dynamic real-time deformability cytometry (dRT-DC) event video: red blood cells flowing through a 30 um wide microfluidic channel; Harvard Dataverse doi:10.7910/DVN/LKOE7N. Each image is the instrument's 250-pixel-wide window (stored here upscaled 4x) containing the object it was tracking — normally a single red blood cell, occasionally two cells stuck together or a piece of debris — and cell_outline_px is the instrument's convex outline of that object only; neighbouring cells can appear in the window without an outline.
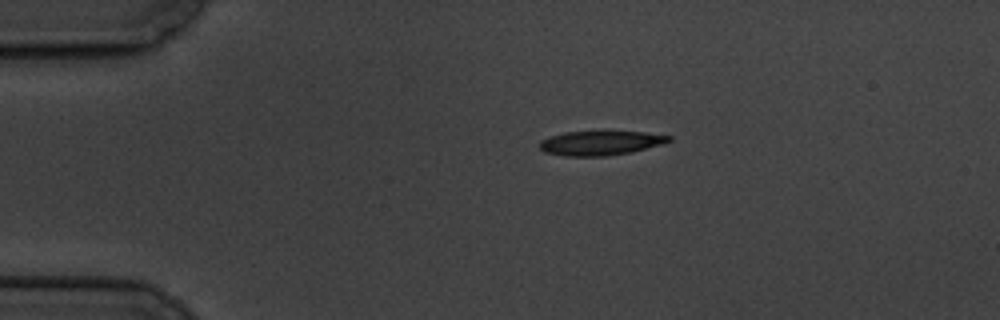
{"species": "common noctule bat (a hibernating species)", "species_latin": "Nyctalus noctula", "temperature_condition": "cold", "stored_images_in_passage": 6, "camera_frame_rate_fps": 3000, "um_per_image_px": 0.085, "animal": {"sex": "male", "body_mass_g": 19.5, "forearm_length_mm": 54.6}, "frame": {"image": 1, "passage_image": 1, "time_ms": 0.0, "image_size_px": [1000, 320], "cell_outline_px": [[672, 140], [664, 144], [632, 152], [604, 156], [564, 156], [544, 152], [540, 148], [540, 140], [548, 136], [564, 132], [604, 128], [644, 132], [672, 136]], "centroid_in_image_um": [51.06, 12.1], "position_along_channel_um": 33.9, "area_um2": 19.54}}
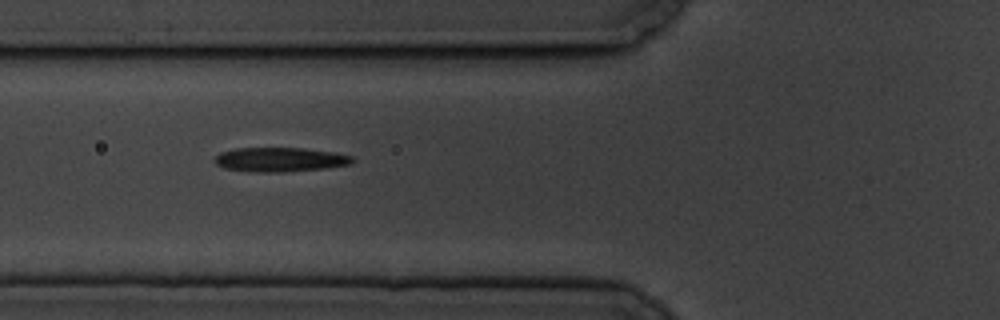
{"frame": {"image": 2, "passage_image": 4, "time_ms": 3.333, "image_size_px": [1000, 320], "cell_outline_px": [[356, 160], [352, 164], [328, 168], [280, 172], [256, 172], [224, 168], [216, 164], [212, 160], [220, 152], [236, 148], [304, 148], [336, 152], [352, 156]], "centroid_in_image_um": [23.84, 13.56], "position_along_channel_um": 102.0, "area_um2": 19.71}}
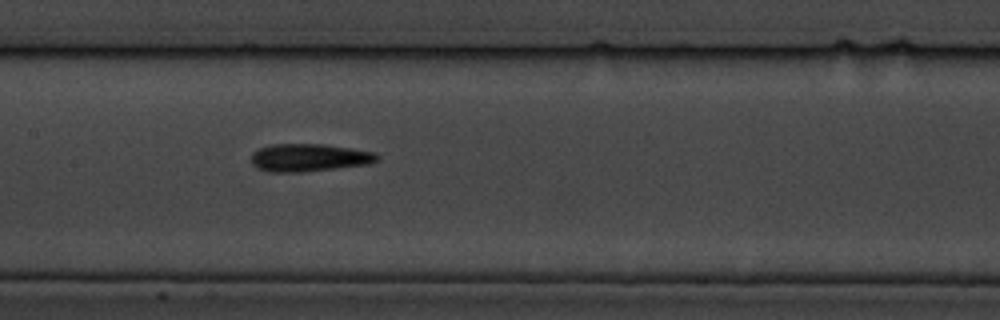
{"frame": {"image": 3, "passage_image": 6, "time_ms": 5.667, "image_size_px": [1000, 320], "cell_outline_px": [[380, 160], [368, 164], [304, 172], [268, 172], [256, 168], [252, 164], [252, 152], [260, 148], [272, 144], [324, 144], [352, 148], [376, 152], [380, 156]], "centroid_in_image_um": [26.29, 13.4], "position_along_channel_um": 181.1, "area_um2": 20.58}}